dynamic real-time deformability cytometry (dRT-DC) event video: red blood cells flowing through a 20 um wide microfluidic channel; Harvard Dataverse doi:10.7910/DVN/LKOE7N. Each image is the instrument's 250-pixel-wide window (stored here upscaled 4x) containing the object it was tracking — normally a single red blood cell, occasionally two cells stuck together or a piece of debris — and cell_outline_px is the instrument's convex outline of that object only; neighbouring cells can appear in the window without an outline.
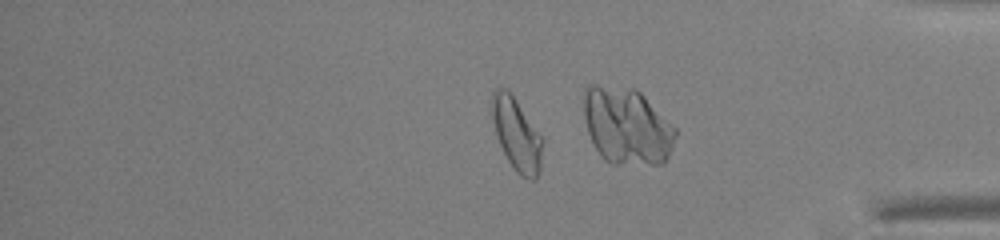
{"species": "common noctule bat (a hibernating species)", "species_latin": "Nyctalus noctula", "temperature_condition": "warm", "stored_images_in_passage": 45, "camera_frame_rate_fps": 3000, "um_per_image_px": 0.085, "animal": {"sex": "male", "body_mass_g": 13.0, "forearm_length_mm": 53.1}, "frame": {"image": 1, "passage_image": 35, "time_ms": 11.333, "image_size_px": [1000, 240], "cell_outline_px": [[540, 168], [536, 180], [528, 180], [520, 176], [516, 172], [508, 160], [496, 136], [492, 116], [492, 92], [496, 88], [508, 88], [540, 136]], "centroid_in_image_um": [43.87, 11.42], "position_along_channel_um": 391.3, "area_um2": 20.69}}